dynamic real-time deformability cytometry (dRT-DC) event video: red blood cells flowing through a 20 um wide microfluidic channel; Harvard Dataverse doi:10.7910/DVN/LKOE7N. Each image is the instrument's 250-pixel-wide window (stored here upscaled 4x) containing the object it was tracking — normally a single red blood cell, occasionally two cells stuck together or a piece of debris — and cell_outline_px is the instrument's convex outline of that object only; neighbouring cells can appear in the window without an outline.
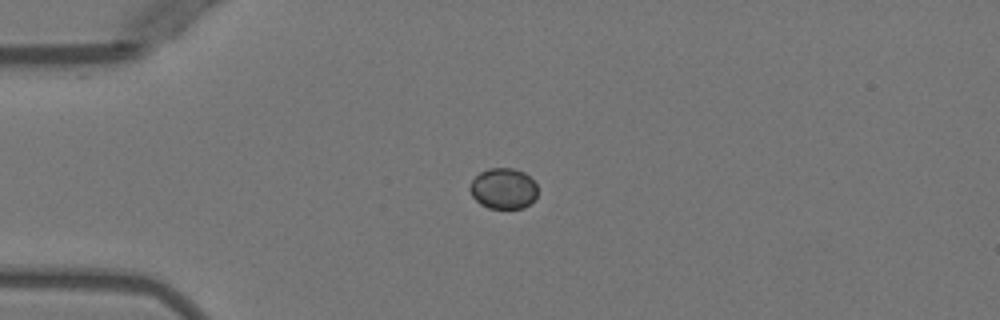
{"species": "Egyptian fruit bat (a non-hibernating species)", "species_latin": "Rousettus aegyptiacus", "temperature_condition": "warm", "stored_images_in_passage": 1, "camera_frame_rate_fps": 3000, "um_per_image_px": 0.085, "animal": {"sex": "female"}, "frame": {"image": 1, "passage_image": 1, "time_ms": 0.0, "image_size_px": [1000, 320], "cell_outline_px": [[536, 196], [524, 208], [488, 208], [480, 204], [472, 196], [468, 188], [472, 180], [480, 172], [488, 168], [512, 168], [524, 172], [536, 184]], "centroid_in_image_um": [42.75, 16.02], "position_along_channel_um": 42.3, "area_um2": 16.01}}